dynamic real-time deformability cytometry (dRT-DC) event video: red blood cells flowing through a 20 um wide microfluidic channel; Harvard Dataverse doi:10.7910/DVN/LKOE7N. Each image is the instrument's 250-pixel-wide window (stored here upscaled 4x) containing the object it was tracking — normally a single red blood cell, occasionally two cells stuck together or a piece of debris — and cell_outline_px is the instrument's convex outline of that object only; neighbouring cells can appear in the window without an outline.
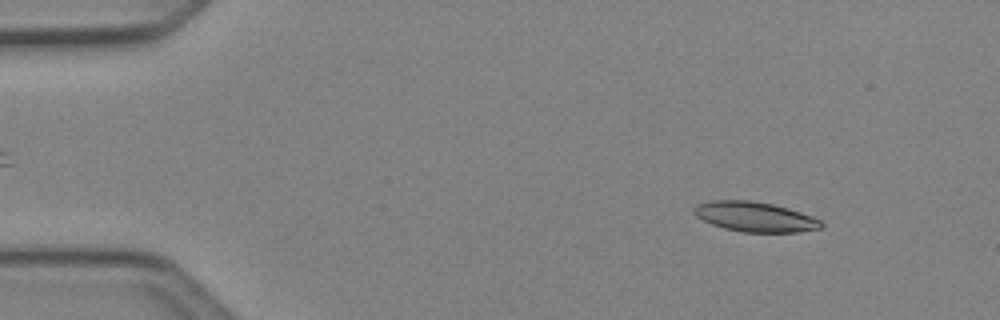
{"species": "Egyptian fruit bat (a non-hibernating species)", "species_latin": "Rousettus aegyptiacus", "temperature_condition": "cold", "stored_images_in_passage": 48, "camera_frame_rate_fps": 3000, "um_per_image_px": 0.085, "animal": {"sex": "female"}, "frame": {"image": 1, "passage_image": 5, "time_ms": 1.333, "image_size_px": [1000, 320], "cell_outline_px": [[824, 228], [800, 232], [744, 232], [724, 228], [712, 224], [696, 216], [692, 212], [692, 208], [696, 204], [712, 200], [748, 200], [772, 204], [788, 208], [812, 216], [820, 220], [824, 224]], "centroid_in_image_um": [64.18, 18.43], "position_along_channel_um": 20.8, "area_um2": 22.25}}
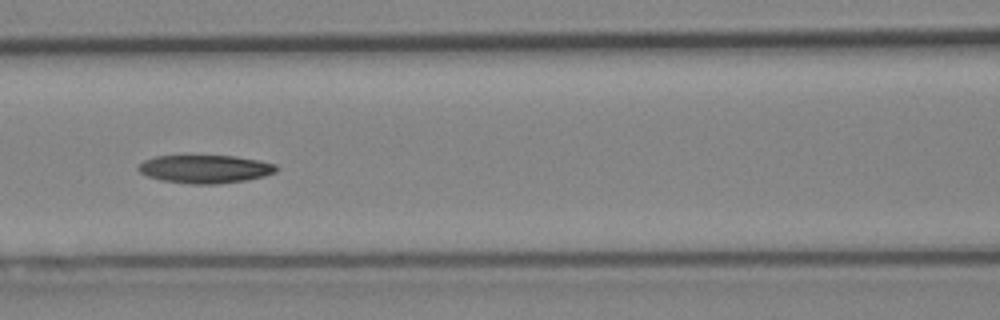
{"frame": {"image": 2, "passage_image": 21, "time_ms": 6.667, "image_size_px": [1000, 320], "cell_outline_px": [[276, 172], [264, 176], [244, 180], [216, 184], [192, 184], [160, 180], [148, 176], [140, 172], [136, 168], [144, 160], [156, 156], [236, 156], [260, 160], [276, 164]], "centroid_in_image_um": [17.43, 14.36], "position_along_channel_um": 149.2, "area_um2": 22.54}}
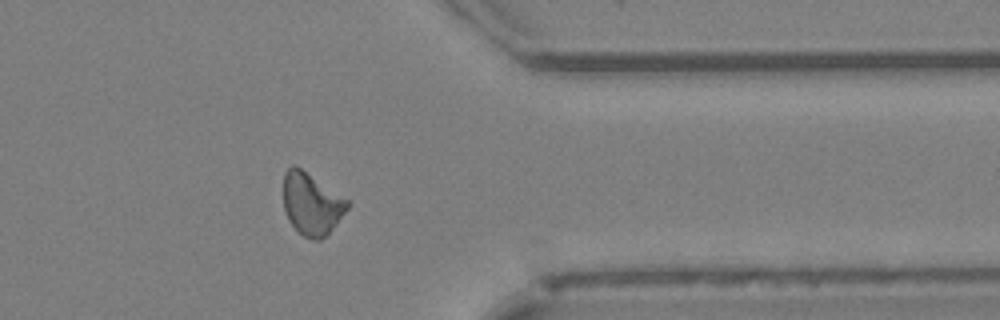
{"frame": {"image": 3, "passage_image": 39, "time_ms": 12.667, "image_size_px": [1000, 320], "cell_outline_px": [[348, 208], [328, 232], [320, 240], [312, 240], [304, 236], [288, 220], [284, 208], [284, 172], [292, 164], [296, 164], [348, 200]], "centroid_in_image_um": [26.45, 17.29], "position_along_channel_um": 385.0, "area_um2": 22.77}, "authors_computed_cell_mechanics": {"area_um2": 22.7443, "velocity_mm_per_s": 4.1047, "shape_relaxation_time_tau1_ms": 6.9242, "shape_relaxation_time_tau2_ms": null, "deformation_change_tau1": 0.1724, "deformation_change_tau2": null}}